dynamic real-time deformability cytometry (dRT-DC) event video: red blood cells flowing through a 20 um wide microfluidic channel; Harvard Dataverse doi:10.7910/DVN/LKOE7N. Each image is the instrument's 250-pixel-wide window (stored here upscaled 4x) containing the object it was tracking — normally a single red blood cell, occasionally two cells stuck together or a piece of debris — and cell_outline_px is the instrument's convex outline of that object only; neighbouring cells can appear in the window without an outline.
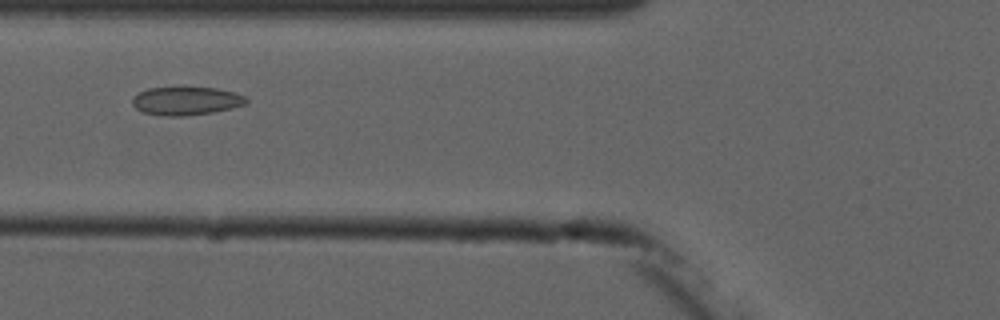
{"species": "common noctule bat (a hibernating species)", "species_latin": "Nyctalus noctula", "temperature_condition": "cold", "stored_images_in_passage": 9, "camera_frame_rate_fps": 3000, "um_per_image_px": 0.085, "animal": {"sex": "male", "forearm_length_mm": 52.5}, "frame": {"image": 1, "passage_image": 4, "time_ms": 4.667, "image_size_px": [1000, 320], "cell_outline_px": [[248, 104], [232, 108], [212, 112], [180, 116], [164, 116], [144, 112], [136, 108], [132, 104], [132, 96], [148, 88], [216, 88], [232, 92], [244, 96], [248, 100]], "centroid_in_image_um": [15.82, 8.58], "position_along_channel_um": 110.0, "area_um2": 18.55}}
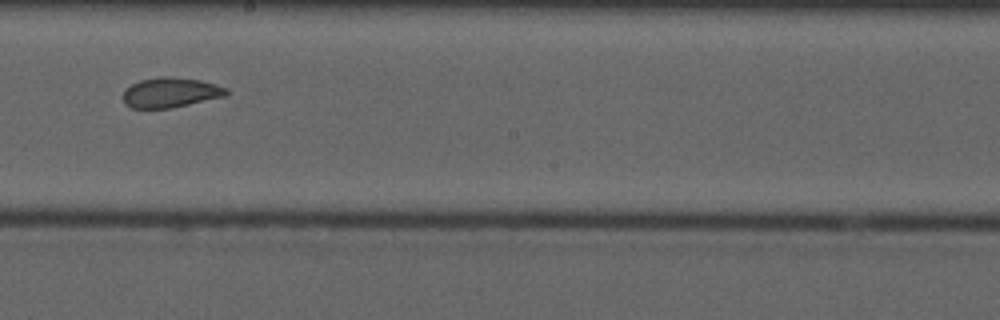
{"frame": {"image": 2, "passage_image": 7, "time_ms": 8.0, "image_size_px": [1000, 320], "cell_outline_px": [[228, 92], [224, 96], [172, 108], [132, 108], [124, 104], [124, 88], [140, 80], [160, 76], [164, 76], [200, 80], [216, 84], [228, 88]], "centroid_in_image_um": [14.47, 7.86], "position_along_channel_um": 233.7, "area_um2": 17.98}}
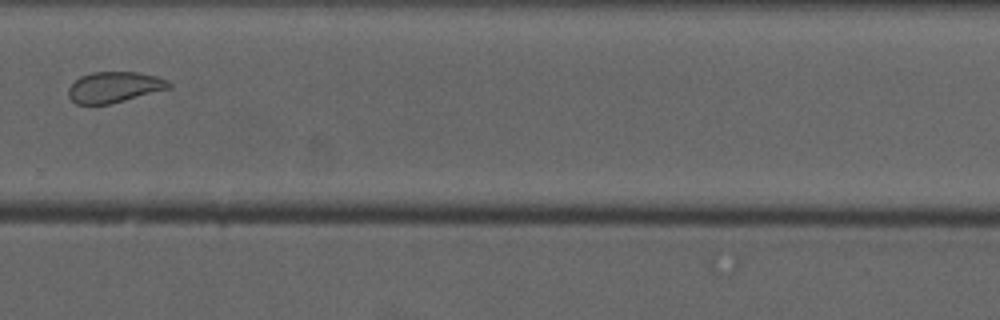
{"frame": {"image": 3, "passage_image": 9, "time_ms": 10.333, "image_size_px": [1000, 320], "cell_outline_px": [[172, 88], [112, 104], [76, 104], [68, 96], [68, 88], [80, 76], [92, 72], [140, 72], [156, 76], [168, 80], [172, 84]], "centroid_in_image_um": [9.75, 7.41], "position_along_channel_um": 320.0, "area_um2": 18.26}}